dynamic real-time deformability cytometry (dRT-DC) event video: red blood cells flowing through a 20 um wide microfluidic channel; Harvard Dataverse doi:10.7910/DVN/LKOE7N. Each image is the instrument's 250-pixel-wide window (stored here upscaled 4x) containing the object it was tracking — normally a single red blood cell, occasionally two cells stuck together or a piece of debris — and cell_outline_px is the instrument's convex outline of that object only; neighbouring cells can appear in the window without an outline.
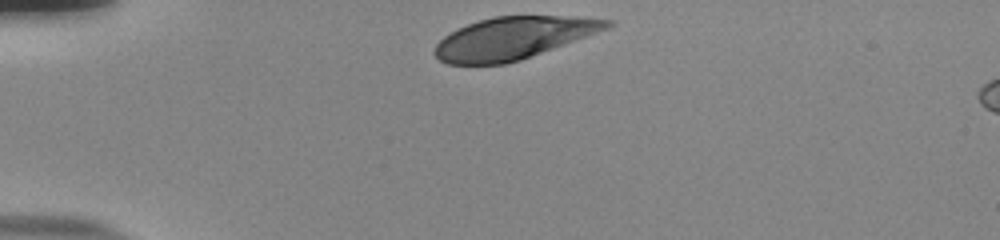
{"species": "human", "species_latin": "Homo sapiens", "temperature_condition": "room temperature", "stored_images_in_passage": 33, "camera_frame_rate_fps": 3000, "um_per_image_px": 0.085, "donor": {"sex": "male"}, "frame": {"image": 1, "passage_image": 1, "time_ms": 0.0, "image_size_px": [1000, 240], "cell_outline_px": [[612, 24], [608, 28], [520, 60], [504, 64], [448, 64], [440, 60], [432, 52], [436, 44], [444, 36], [468, 24], [480, 20], [496, 16], [560, 16], [612, 20]], "centroid_in_image_um": [43.57, 3.24], "position_along_channel_um": 41.4, "area_um2": 41.56}}
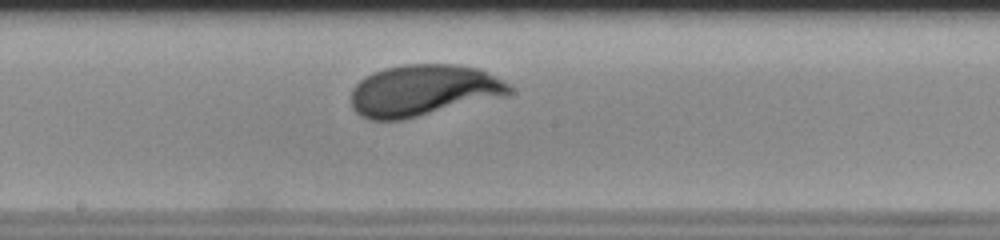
{"frame": {"image": 2, "passage_image": 18, "time_ms": 5.667, "image_size_px": [1000, 240], "cell_outline_px": [[512, 92], [504, 96], [400, 120], [368, 120], [360, 116], [352, 108], [352, 88], [360, 80], [372, 72], [384, 68], [404, 64], [456, 64], [480, 68], [508, 84], [512, 88]], "centroid_in_image_um": [35.94, 7.67], "position_along_channel_um": 212.3, "area_um2": 47.22}}
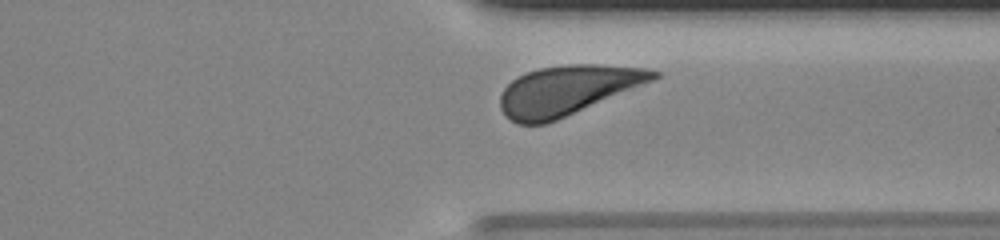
{"frame": {"image": 3, "passage_image": 30, "time_ms": 9.667, "image_size_px": [1000, 240], "cell_outline_px": [[660, 76], [656, 80], [556, 120], [544, 124], [516, 124], [500, 108], [500, 96], [504, 88], [512, 80], [528, 72], [540, 68], [568, 64], [596, 64], [644, 68], [660, 72]], "centroid_in_image_um": [48.26, 7.66], "position_along_channel_um": 363.1, "area_um2": 43.93}, "authors_computed_cell_mechanics": {"area_um2": 46.24, "velocity_mm_per_s": 3.7625, "shape_relaxation_time_tau1_ms": 2.6589, "shape_relaxation_time_tau2_ms": null, "deformation_change_tau1": 0.1448, "deformation_change_tau2": null}}